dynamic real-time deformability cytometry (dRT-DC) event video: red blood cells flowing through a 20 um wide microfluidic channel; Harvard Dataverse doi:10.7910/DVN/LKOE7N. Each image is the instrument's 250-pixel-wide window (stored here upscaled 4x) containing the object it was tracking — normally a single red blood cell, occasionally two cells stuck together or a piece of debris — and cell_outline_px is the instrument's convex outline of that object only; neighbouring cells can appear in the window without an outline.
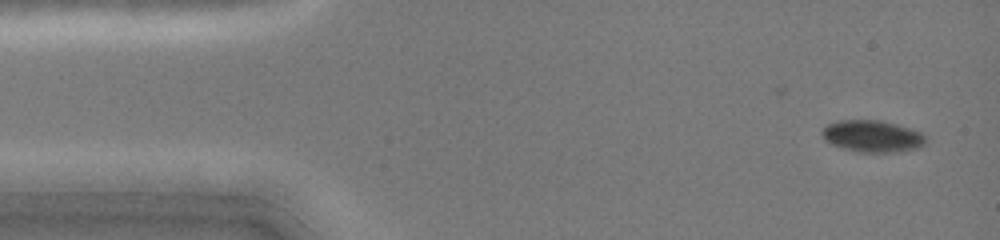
{"species": "common noctule bat (a hibernating species)", "species_latin": "Nyctalus noctula", "temperature_condition": "cold", "stored_images_in_passage": 46, "camera_frame_rate_fps": 3000, "um_per_image_px": 0.085, "animal": {"sex": "female", "body_mass_g": 19.0, "forearm_length_mm": 51.5}, "frame": {"image": 1, "passage_image": 2, "time_ms": 0.333, "image_size_px": [1000, 240], "cell_outline_px": [[928, 136], [924, 144], [916, 148], [896, 152], [860, 152], [844, 148], [832, 144], [824, 140], [820, 132], [828, 124], [836, 120], [880, 120], [912, 128], [924, 132]], "centroid_in_image_um": [74.18, 11.56], "position_along_channel_um": 10.8, "area_um2": 19.42}}
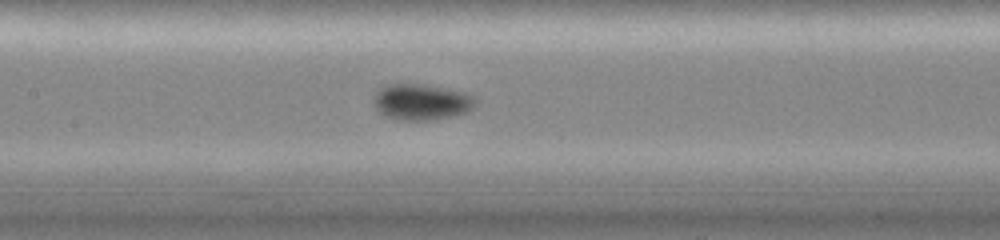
{"frame": {"image": 2, "passage_image": 21, "time_ms": 6.667, "image_size_px": [1000, 240], "cell_outline_px": [[472, 108], [464, 112], [448, 116], [428, 120], [400, 120], [384, 116], [376, 108], [372, 100], [376, 92], [380, 88], [388, 84], [424, 84], [448, 88], [464, 92], [472, 96]], "centroid_in_image_um": [35.73, 8.65], "position_along_channel_um": 171.7, "area_um2": 21.04}}
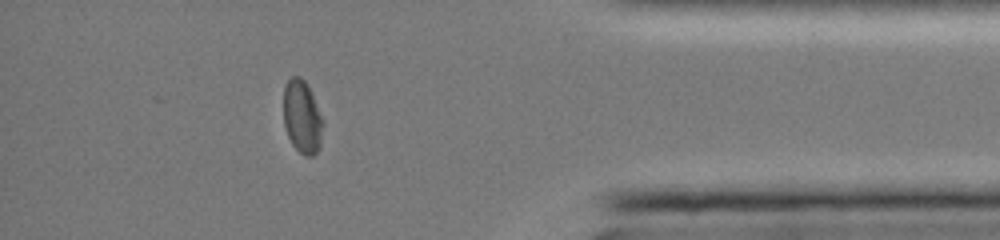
{"frame": {"image": 3, "passage_image": 40, "time_ms": 13.0, "image_size_px": [1000, 240], "cell_outline_px": [[324, 120], [320, 144], [316, 152], [312, 156], [304, 156], [292, 144], [288, 136], [284, 124], [284, 88], [288, 80], [292, 76], [300, 76], [304, 80]], "centroid_in_image_um": [25.68, 9.95], "position_along_channel_um": 409.5, "area_um2": 16.59}, "authors_computed_cell_mechanics": {"area_um2": 19.0162, "velocity_mm_per_s": 4.0931, "shape_relaxation_time_tau1_ms": 1.8327, "shape_relaxation_time_tau2_ms": null, "deformation_change_tau1": 0.0543, "deformation_change_tau2": null}}